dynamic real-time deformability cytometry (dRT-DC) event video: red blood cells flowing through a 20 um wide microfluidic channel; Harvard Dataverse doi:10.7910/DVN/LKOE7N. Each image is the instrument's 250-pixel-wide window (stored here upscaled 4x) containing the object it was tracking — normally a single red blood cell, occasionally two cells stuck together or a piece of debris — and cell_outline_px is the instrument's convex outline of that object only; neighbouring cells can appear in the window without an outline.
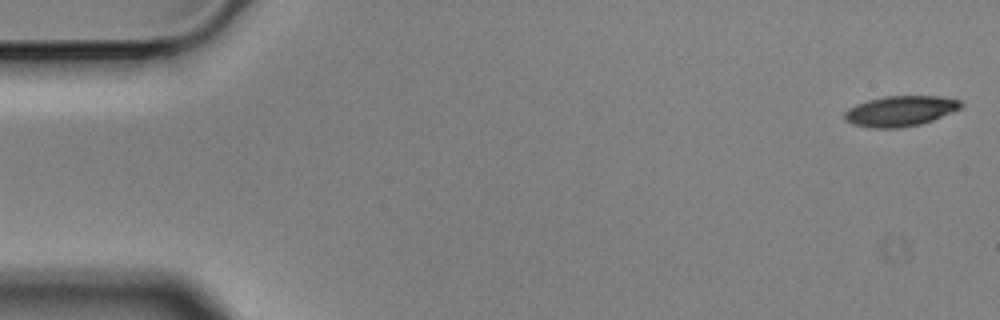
{"species": "Egyptian fruit bat (a non-hibernating species)", "species_latin": "Rousettus aegyptiacus", "temperature_condition": "cold", "stored_images_in_passage": 5, "camera_frame_rate_fps": 3000, "um_per_image_px": 0.085, "animal": {"sex": "male"}, "frame": {"image": 1, "passage_image": 1, "time_ms": 0.0, "image_size_px": [1000, 320], "cell_outline_px": [[964, 104], [960, 108], [932, 120], [920, 124], [900, 128], [868, 128], [852, 124], [844, 120], [844, 112], [848, 108], [856, 104], [868, 100], [884, 96], [940, 96], [960, 100]], "centroid_in_image_um": [76.48, 9.44], "position_along_channel_um": 8.5, "area_um2": 20.69}}
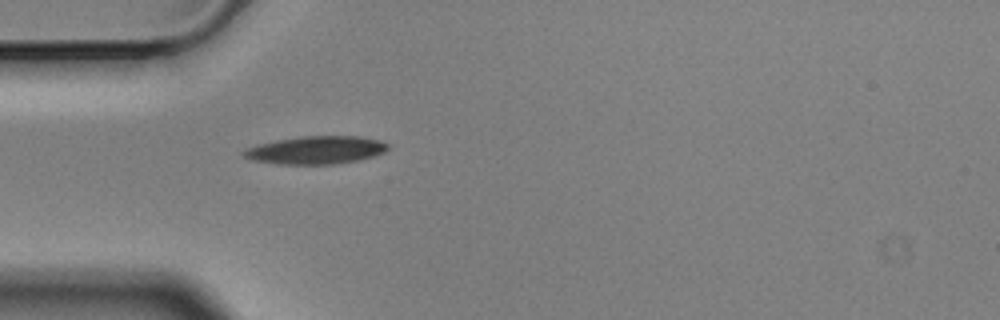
{"frame": {"image": 2, "passage_image": 5, "time_ms": 1.333, "image_size_px": [1000, 320], "cell_outline_px": [[388, 148], [384, 152], [376, 156], [360, 160], [336, 164], [276, 164], [252, 160], [244, 156], [240, 152], [248, 148], [260, 144], [276, 140], [300, 136], [360, 136], [380, 140], [388, 144]], "centroid_in_image_um": [26.89, 12.76], "position_along_channel_um": 58.1, "area_um2": 23.58}}